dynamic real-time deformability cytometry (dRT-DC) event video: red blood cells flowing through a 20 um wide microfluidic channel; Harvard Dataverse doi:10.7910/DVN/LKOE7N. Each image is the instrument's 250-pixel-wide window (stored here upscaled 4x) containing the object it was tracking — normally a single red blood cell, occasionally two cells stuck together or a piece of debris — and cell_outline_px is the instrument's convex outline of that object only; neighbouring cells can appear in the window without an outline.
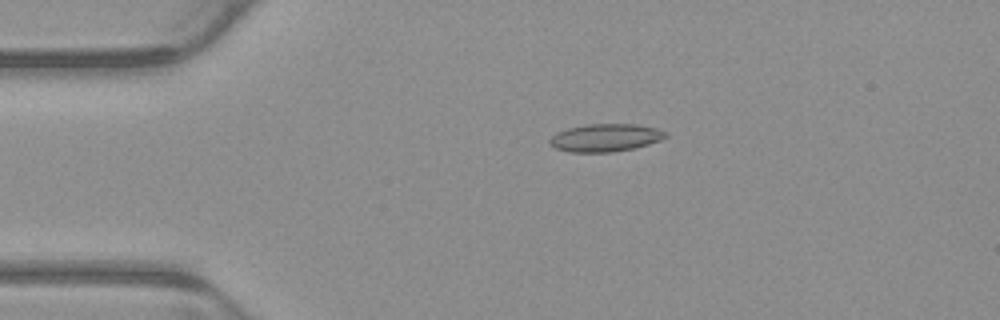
{"species": "common noctule bat (a hibernating species)", "species_latin": "Nyctalus noctula", "temperature_condition": "warm", "stored_images_in_passage": 4, "camera_frame_rate_fps": 3000, "um_per_image_px": 0.085, "animal": {"sex": "male", "body_mass_g": 23.1, "forearm_length_mm": 52.7}, "frame": {"image": 1, "passage_image": 3, "time_ms": 0.667, "image_size_px": [1000, 320], "cell_outline_px": [[668, 136], [660, 140], [636, 148], [612, 152], [572, 152], [556, 148], [548, 144], [548, 140], [556, 132], [568, 128], [588, 124], [640, 124], [656, 128], [668, 132]], "centroid_in_image_um": [51.48, 11.7], "position_along_channel_um": 33.5, "area_um2": 18.9}}